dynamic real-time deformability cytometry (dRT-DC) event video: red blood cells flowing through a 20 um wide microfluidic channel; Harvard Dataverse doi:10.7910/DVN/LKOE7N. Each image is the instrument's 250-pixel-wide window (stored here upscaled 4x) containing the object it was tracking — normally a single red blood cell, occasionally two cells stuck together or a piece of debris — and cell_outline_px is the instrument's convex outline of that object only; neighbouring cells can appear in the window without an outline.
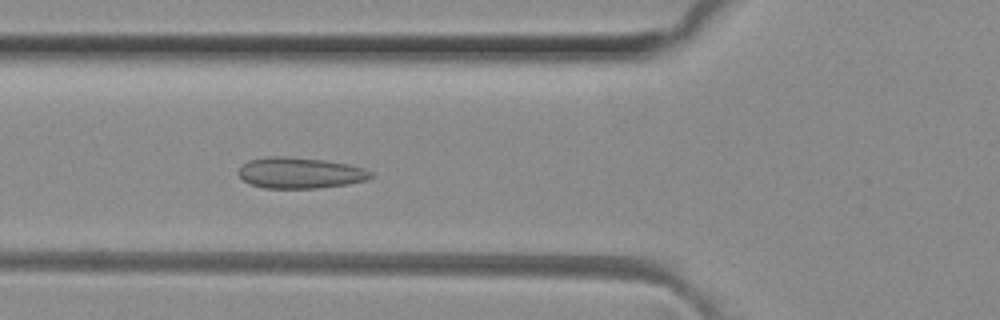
{"species": "common noctule bat (a hibernating species)", "species_latin": "Nyctalus noctula", "temperature_condition": "room temperature", "stored_images_in_passage": 50, "camera_frame_rate_fps": 3000, "um_per_image_px": 0.085, "animal": {"sex": "female", "body_mass_g": 29.2, "forearm_length_mm": 56.3}, "frame": {"image": 1, "passage_image": 18, "time_ms": 5.667, "image_size_px": [1000, 320], "cell_outline_px": [[372, 176], [368, 180], [348, 184], [316, 188], [264, 188], [252, 184], [244, 180], [236, 172], [248, 160], [268, 156], [288, 156], [324, 160], [348, 164], [364, 168], [372, 172]], "centroid_in_image_um": [25.51, 14.69], "position_along_channel_um": 100.3, "area_um2": 23.93}}
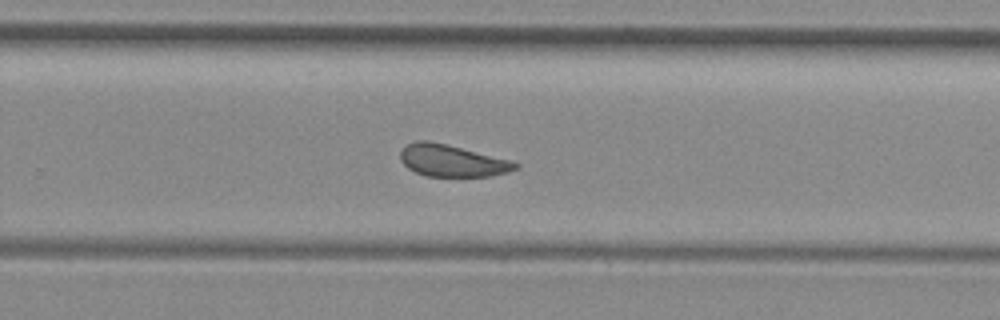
{"frame": {"image": 2, "passage_image": 32, "time_ms": 10.333, "image_size_px": [1000, 320], "cell_outline_px": [[520, 168], [508, 172], [492, 176], [424, 176], [408, 168], [400, 160], [400, 152], [408, 144], [416, 140], [428, 140], [448, 144], [508, 160], [520, 164]], "centroid_in_image_um": [38.41, 13.66], "position_along_channel_um": 291.4, "area_um2": 21.33}}
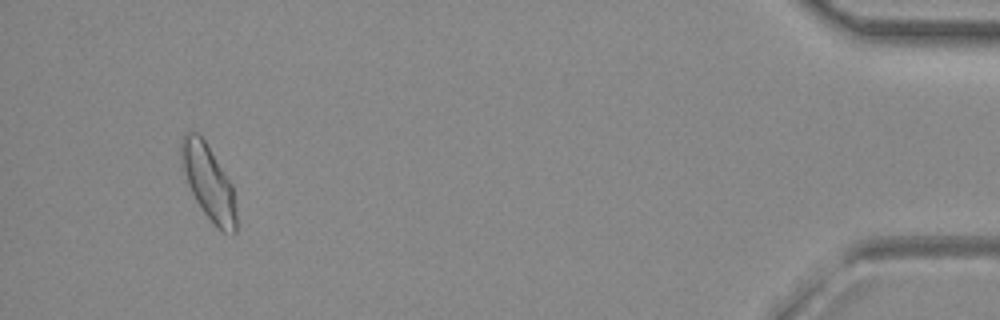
{"frame": {"image": 3, "passage_image": 47, "time_ms": 15.333, "image_size_px": [1000, 320], "cell_outline_px": [[236, 232], [224, 232], [216, 228], [204, 212], [196, 200], [188, 184], [180, 164], [180, 140], [184, 132], [196, 132], [204, 140], [232, 184], [236, 216]], "centroid_in_image_um": [17.68, 15.47], "position_along_channel_um": 417.5, "area_um2": 23.76}, "authors_computed_cell_mechanics": {"area_um2": 23.2934, "velocity_mm_per_s": 4.0988, "shape_relaxation_time_tau1_ms": null, "shape_relaxation_time_tau2_ms": 1.4067, "deformation_change_tau1": null, "deformation_change_tau2": 0.0734}}